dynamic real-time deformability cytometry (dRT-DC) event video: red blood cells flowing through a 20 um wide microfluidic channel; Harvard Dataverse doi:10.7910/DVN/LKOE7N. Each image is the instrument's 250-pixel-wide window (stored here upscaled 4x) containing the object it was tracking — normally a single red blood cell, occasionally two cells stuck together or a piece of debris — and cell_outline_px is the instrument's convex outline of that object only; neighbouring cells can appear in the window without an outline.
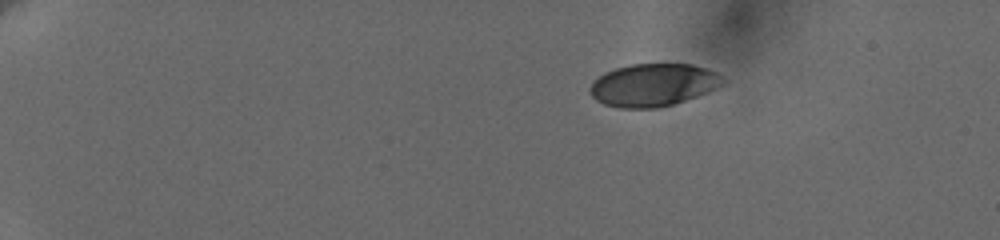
{"species": "human", "species_latin": "Homo sapiens", "temperature_condition": "cold", "stored_images_in_passage": 12, "camera_frame_rate_fps": 3000, "um_per_image_px": 0.085, "donor": {"sex": "female"}, "frame": {"image": 1, "passage_image": 1, "time_ms": 0.0, "image_size_px": [1000, 240], "cell_outline_px": [[724, 80], [716, 88], [708, 92], [672, 104], [656, 108], [620, 108], [604, 104], [596, 100], [588, 92], [588, 88], [604, 72], [616, 68], [632, 64], [692, 64], [716, 72]], "centroid_in_image_um": [55.48, 7.22], "position_along_channel_um": 29.5, "area_um2": 32.71}}
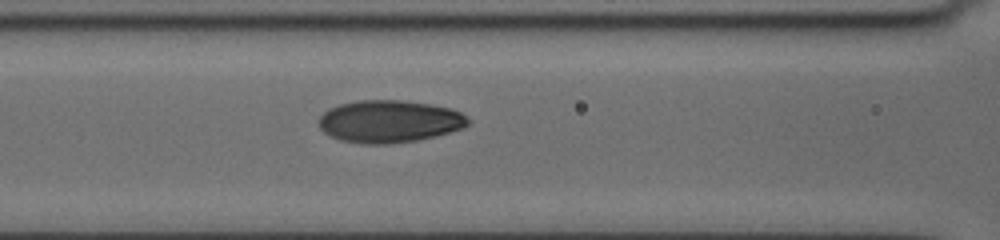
{"frame": {"image": 2, "passage_image": 9, "time_ms": 6.0, "image_size_px": [1000, 240], "cell_outline_px": [[468, 124], [464, 128], [436, 136], [416, 140], [388, 144], [364, 144], [340, 140], [324, 132], [316, 124], [316, 120], [328, 108], [340, 104], [356, 100], [404, 100], [432, 104], [452, 108], [460, 112], [468, 120]], "centroid_in_image_um": [33.06, 10.31], "position_along_channel_um": 133.5, "area_um2": 37.17}}
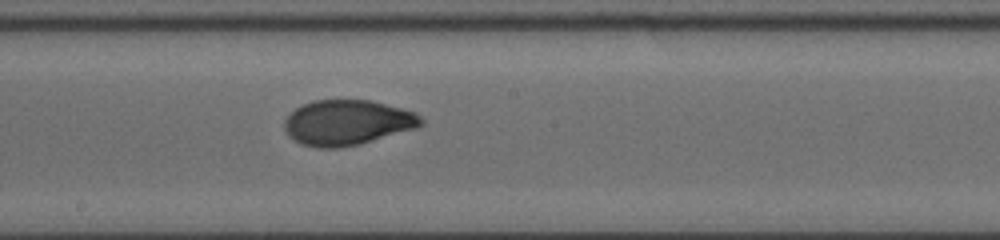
{"frame": {"image": 3, "passage_image": 12, "time_ms": 8.333, "image_size_px": [1000, 240], "cell_outline_px": [[424, 124], [416, 128], [360, 144], [340, 148], [316, 148], [300, 144], [284, 128], [284, 120], [296, 108], [312, 100], [368, 100], [416, 112], [424, 120]], "centroid_in_image_um": [29.54, 10.42], "position_along_channel_um": 218.7, "area_um2": 35.84}}